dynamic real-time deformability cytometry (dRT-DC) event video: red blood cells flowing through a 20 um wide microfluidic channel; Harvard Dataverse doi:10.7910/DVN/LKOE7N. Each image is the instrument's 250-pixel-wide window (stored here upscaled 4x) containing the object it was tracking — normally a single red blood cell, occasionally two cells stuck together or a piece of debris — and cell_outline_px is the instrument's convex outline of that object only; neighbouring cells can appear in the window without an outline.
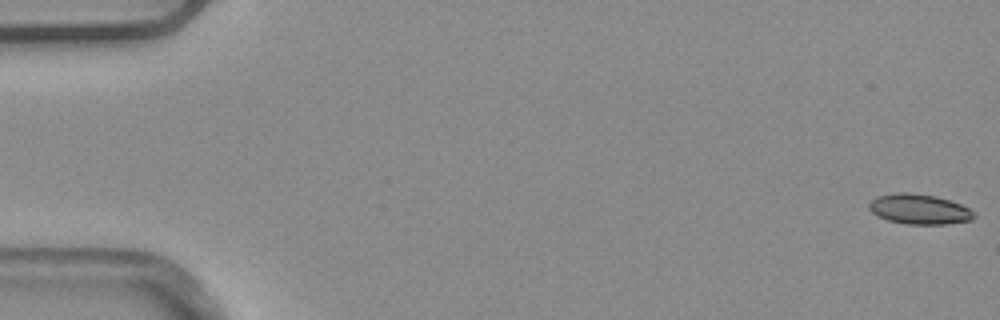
{"species": "common noctule bat (a hibernating species)", "species_latin": "Nyctalus noctula", "temperature_condition": "warm", "stored_images_in_passage": 5, "camera_frame_rate_fps": 3000, "um_per_image_px": 0.085, "animal": {"sex": "male", "body_mass_g": 20.4}, "frame": {"image": 1, "passage_image": 1, "time_ms": 0.0, "image_size_px": [1000, 320], "cell_outline_px": [[976, 216], [972, 220], [948, 224], [908, 224], [888, 220], [876, 216], [868, 208], [868, 204], [876, 196], [896, 192], [908, 192], [936, 196], [960, 204], [968, 208]], "centroid_in_image_um": [78.1, 17.78], "position_along_channel_um": 6.9, "area_um2": 18.44}}
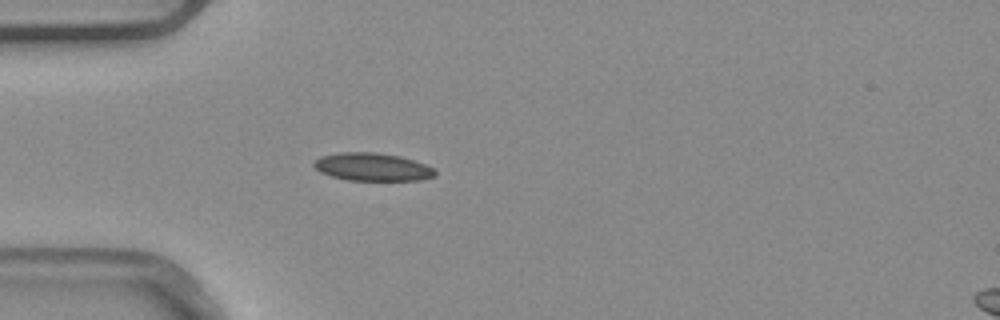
{"frame": {"image": 2, "passage_image": 5, "time_ms": 1.333, "image_size_px": [1000, 320], "cell_outline_px": [[436, 176], [420, 180], [348, 180], [332, 176], [320, 172], [312, 164], [320, 156], [340, 152], [376, 152], [400, 156], [436, 168]], "centroid_in_image_um": [31.67, 14.19], "position_along_channel_um": 53.3, "area_um2": 19.71}}